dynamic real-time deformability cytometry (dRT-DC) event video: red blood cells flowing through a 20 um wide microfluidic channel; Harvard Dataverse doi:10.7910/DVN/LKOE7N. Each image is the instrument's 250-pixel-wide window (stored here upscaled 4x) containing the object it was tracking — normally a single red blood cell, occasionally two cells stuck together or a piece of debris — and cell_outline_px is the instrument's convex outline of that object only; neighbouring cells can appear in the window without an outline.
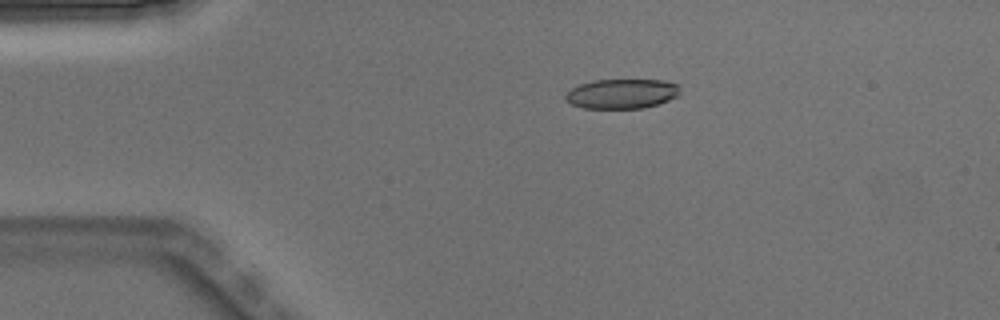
{"species": "Egyptian fruit bat (a non-hibernating species)", "species_latin": "Rousettus aegyptiacus", "temperature_condition": "warm", "stored_images_in_passage": 3, "camera_frame_rate_fps": 3000, "um_per_image_px": 0.085, "animal": {"sex": "male"}, "frame": {"image": 1, "passage_image": 3, "time_ms": 0.667, "image_size_px": [1000, 320], "cell_outline_px": [[680, 96], [644, 108], [584, 108], [572, 104], [564, 100], [564, 96], [572, 88], [580, 84], [592, 80], [664, 80], [680, 84]], "centroid_in_image_um": [52.88, 7.96], "position_along_channel_um": 32.1, "area_um2": 19.94}}